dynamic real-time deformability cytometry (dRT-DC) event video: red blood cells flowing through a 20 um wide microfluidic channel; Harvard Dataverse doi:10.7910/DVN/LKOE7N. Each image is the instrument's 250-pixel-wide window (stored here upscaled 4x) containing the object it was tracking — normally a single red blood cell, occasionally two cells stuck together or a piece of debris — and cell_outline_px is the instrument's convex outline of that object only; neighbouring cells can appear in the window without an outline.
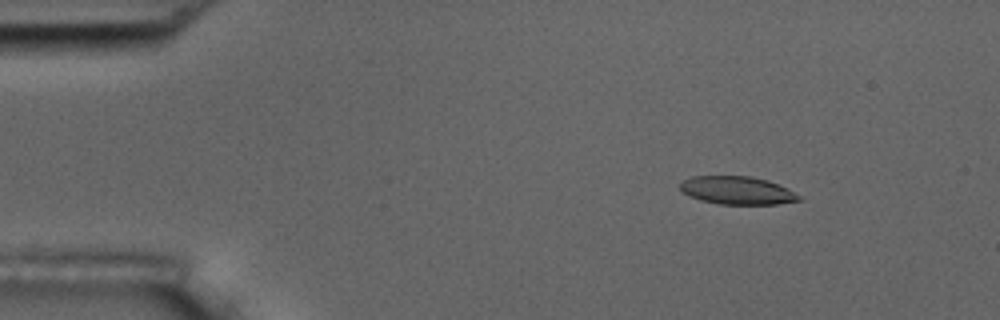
{"species": "common noctule bat (a hibernating species)", "species_latin": "Nyctalus noctula", "temperature_condition": "room temperature", "stored_images_in_passage": 55, "camera_frame_rate_fps": 3000, "um_per_image_px": 0.085, "animal": {"sex": "male", "body_mass_g": 17.5, "forearm_length_mm": 52.3}, "frame": {"image": 1, "passage_image": 8, "time_ms": 2.333, "image_size_px": [1000, 320], "cell_outline_px": [[800, 200], [776, 204], [720, 204], [700, 200], [684, 192], [680, 188], [680, 184], [684, 180], [692, 176], [752, 176], [768, 180], [788, 188], [800, 196]], "centroid_in_image_um": [62.68, 16.18], "position_along_channel_um": 22.3, "area_um2": 19.25}}
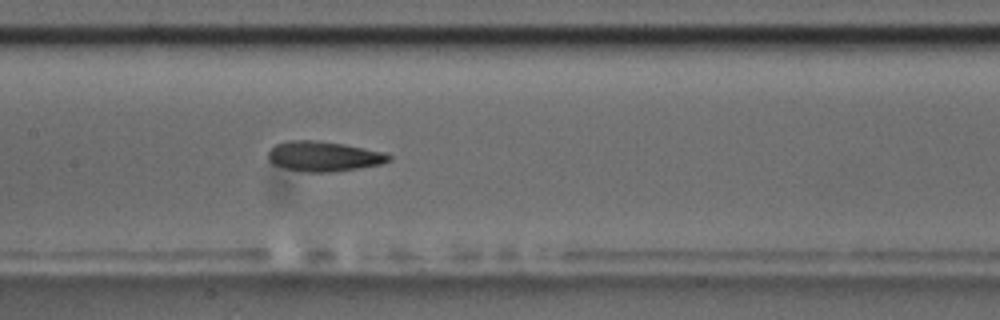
{"frame": {"image": 2, "passage_image": 27, "time_ms": 8.667, "image_size_px": [1000, 320], "cell_outline_px": [[392, 160], [380, 164], [360, 168], [332, 172], [308, 172], [284, 168], [272, 164], [268, 160], [268, 152], [276, 144], [288, 140], [316, 140], [344, 144], [384, 152], [392, 156]], "centroid_in_image_um": [27.51, 13.29], "position_along_channel_um": 179.9, "area_um2": 21.21}}
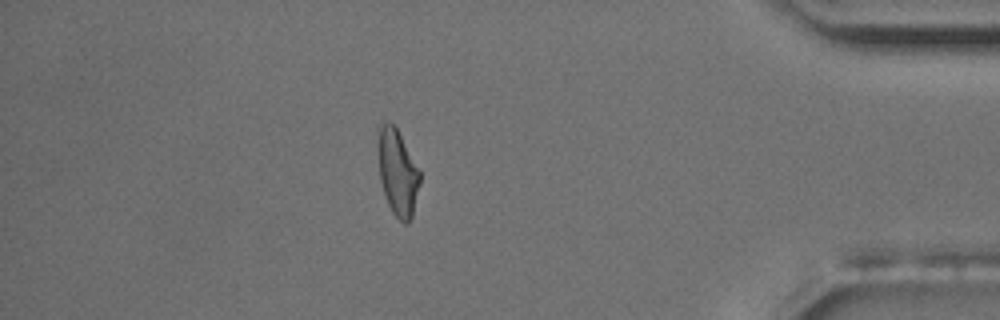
{"frame": {"image": 3, "passage_image": 48, "time_ms": 15.667, "image_size_px": [1000, 320], "cell_outline_px": [[420, 184], [412, 216], [408, 224], [404, 224], [392, 212], [388, 204], [380, 180], [376, 148], [376, 128], [380, 120], [388, 120], [396, 128], [420, 172]], "centroid_in_image_um": [33.73, 14.58], "position_along_channel_um": 401.5, "area_um2": 21.44}, "authors_computed_cell_mechanics": {"area_um2": 21.1548, "velocity_mm_per_s": 3.729, "shape_relaxation_time_tau1_ms": 4.9601, "shape_relaxation_time_tau2_ms": 1.8445, "deformation_change_tau1": 0.1596, "deformation_change_tau2": 0.1065}}